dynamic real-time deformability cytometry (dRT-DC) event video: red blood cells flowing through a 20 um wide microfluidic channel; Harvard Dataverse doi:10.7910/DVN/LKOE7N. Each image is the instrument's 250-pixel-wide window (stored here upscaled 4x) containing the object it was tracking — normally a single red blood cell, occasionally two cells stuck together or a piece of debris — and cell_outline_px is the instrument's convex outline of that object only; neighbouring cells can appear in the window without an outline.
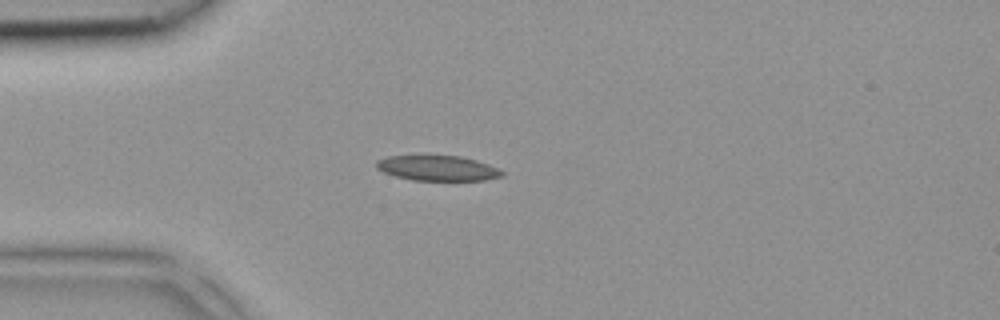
{"species": "common noctule bat (a hibernating species)", "species_latin": "Nyctalus noctula", "temperature_condition": "room temperature", "stored_images_in_passage": 5, "camera_frame_rate_fps": 3000, "um_per_image_px": 0.085, "animal": {"sex": "female", "body_mass_g": 18.4}, "frame": {"image": 1, "passage_image": 1, "time_ms": 0.0, "image_size_px": [1000, 320], "cell_outline_px": [[504, 176], [484, 180], [412, 180], [396, 176], [384, 172], [376, 168], [376, 160], [388, 156], [460, 156], [476, 160], [488, 164], [504, 172]], "centroid_in_image_um": [37.19, 14.29], "position_along_channel_um": 47.8, "area_um2": 18.26}}